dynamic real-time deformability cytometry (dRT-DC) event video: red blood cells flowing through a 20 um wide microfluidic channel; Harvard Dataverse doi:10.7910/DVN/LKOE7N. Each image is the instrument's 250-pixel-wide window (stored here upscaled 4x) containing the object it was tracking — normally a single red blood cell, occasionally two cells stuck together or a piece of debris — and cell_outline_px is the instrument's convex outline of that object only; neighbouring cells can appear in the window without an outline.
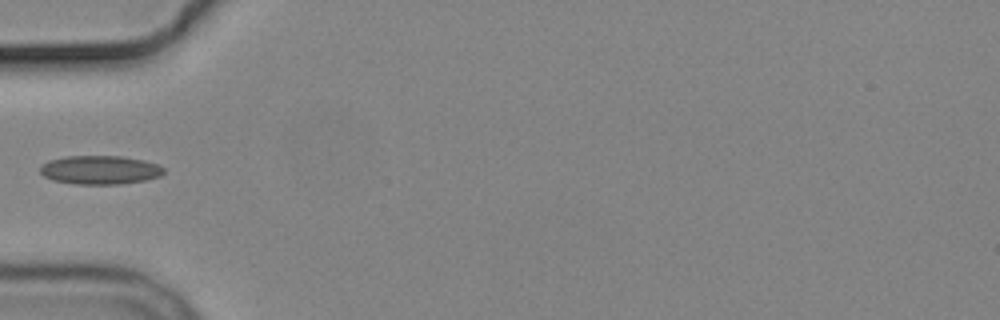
{"species": "common noctule bat (a hibernating species)", "species_latin": "Nyctalus noctula", "temperature_condition": "cold", "stored_images_in_passage": 7, "camera_frame_rate_fps": 3000, "um_per_image_px": 0.085, "animal": {"sex": "male", "body_mass_g": 19.2, "forearm_length_mm": 51.8}, "frame": {"image": 1, "passage_image": 7, "time_ms": 7.0, "image_size_px": [1000, 320], "cell_outline_px": [[164, 172], [160, 176], [144, 180], [120, 184], [76, 184], [52, 180], [44, 176], [40, 172], [40, 168], [48, 160], [64, 156], [120, 156], [144, 160], [160, 164], [164, 168]], "centroid_in_image_um": [8.51, 14.44], "position_along_channel_um": 76.5, "area_um2": 20.75}}